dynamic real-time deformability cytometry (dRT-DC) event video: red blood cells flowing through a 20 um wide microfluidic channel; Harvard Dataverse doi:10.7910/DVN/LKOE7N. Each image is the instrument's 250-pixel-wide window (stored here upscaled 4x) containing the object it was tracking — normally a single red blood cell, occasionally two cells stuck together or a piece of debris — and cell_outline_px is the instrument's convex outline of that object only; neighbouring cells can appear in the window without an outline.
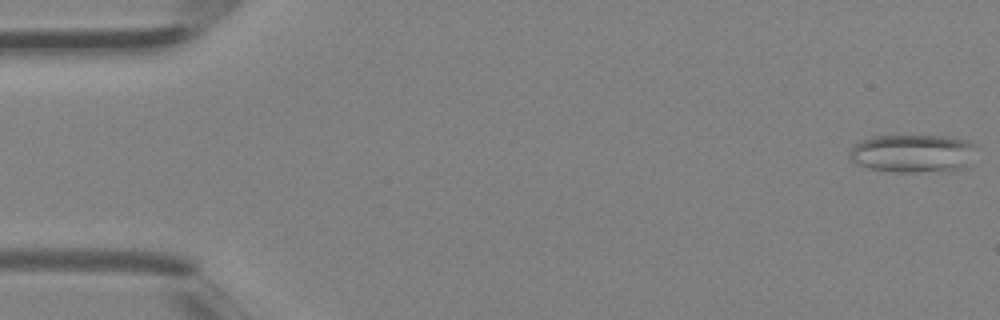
{"species": "Egyptian fruit bat (a non-hibernating species)", "species_latin": "Rousettus aegyptiacus", "temperature_condition": "room temperature", "stored_images_in_passage": 4, "camera_frame_rate_fps": 3000, "um_per_image_px": 0.085, "animal": {"sex": "female"}, "frame": {"image": 1, "passage_image": 1, "time_ms": 0.0, "image_size_px": [1000, 320], "cell_outline_px": [[976, 144], [972, 164], [968, 168], [944, 172], [896, 172], [868, 168], [852, 160], [848, 156], [852, 148], [860, 140], [876, 136], [948, 136], [968, 140]], "centroid_in_image_um": [77.7, 13.06], "position_along_channel_um": 7.3, "area_um2": 28.73}}